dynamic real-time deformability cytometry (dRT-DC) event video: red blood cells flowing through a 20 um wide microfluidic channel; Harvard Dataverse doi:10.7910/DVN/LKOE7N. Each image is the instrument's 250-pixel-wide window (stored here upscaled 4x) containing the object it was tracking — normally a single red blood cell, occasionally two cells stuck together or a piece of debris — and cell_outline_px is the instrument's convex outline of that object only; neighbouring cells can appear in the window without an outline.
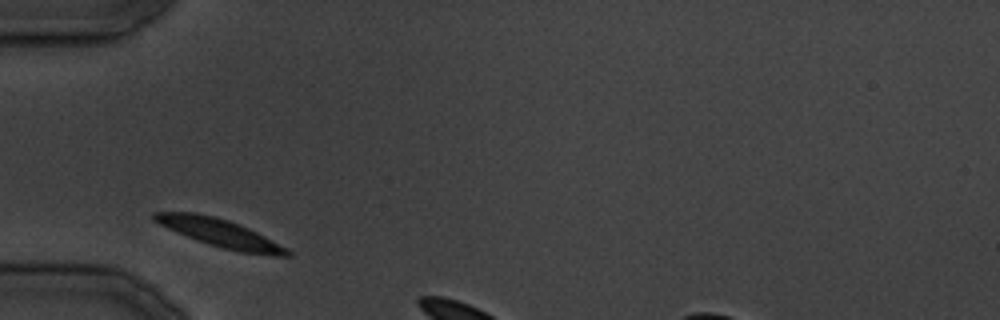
{"species": "common noctule bat (a hibernating species)", "species_latin": "Nyctalus noctula", "temperature_condition": "cold", "stored_images_in_passage": 3, "camera_frame_rate_fps": 3000, "um_per_image_px": 0.085, "animal": {"sex": "male", "body_mass_g": 19.5, "forearm_length_mm": 54.6}, "frame": {"image": 1, "passage_image": 1, "time_ms": 0.0, "image_size_px": [1000, 320], "cell_outline_px": [[292, 256], [272, 256], [240, 252], [208, 244], [176, 232], [152, 220], [152, 212], [196, 212], [228, 220], [248, 228], [288, 248], [292, 252]], "centroid_in_image_um": [18.72, 19.82], "position_along_channel_um": 66.3, "area_um2": 21.56}}